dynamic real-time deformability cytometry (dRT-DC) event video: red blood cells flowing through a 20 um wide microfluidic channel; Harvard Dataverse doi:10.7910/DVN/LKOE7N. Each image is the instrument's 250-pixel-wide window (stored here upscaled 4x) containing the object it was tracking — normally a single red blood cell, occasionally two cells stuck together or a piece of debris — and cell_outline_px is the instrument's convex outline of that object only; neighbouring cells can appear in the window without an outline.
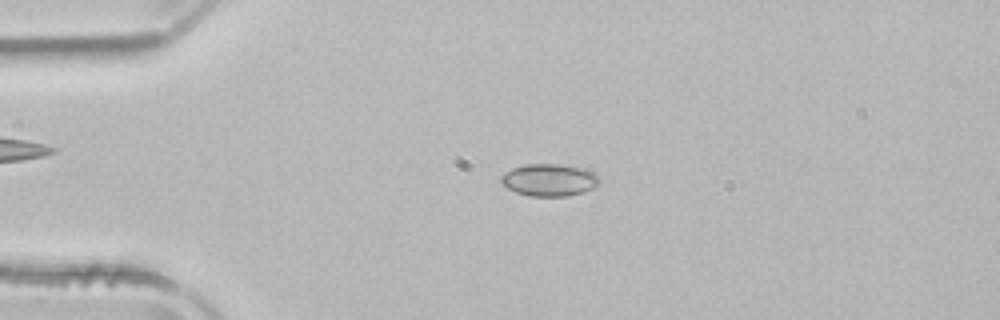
{"species": "common noctule bat (a hibernating species)", "species_latin": "Nyctalus noctula", "temperature_condition": "room temperature", "stored_images_in_passage": 51, "camera_frame_rate_fps": 3000, "um_per_image_px": 0.085, "animal": {"sex": "male", "body_mass_g": 21.5, "forearm_length_mm": 52.0}, "frame": {"image": 1, "passage_image": 11, "time_ms": 3.333, "image_size_px": [1000, 320], "cell_outline_px": [[600, 184], [584, 192], [568, 196], [528, 196], [516, 192], [508, 188], [500, 180], [500, 176], [504, 172], [512, 168], [524, 164], [560, 164], [584, 168], [592, 172], [600, 180]], "centroid_in_image_um": [46.68, 15.29], "position_along_channel_um": 38.3, "area_um2": 18.55}}
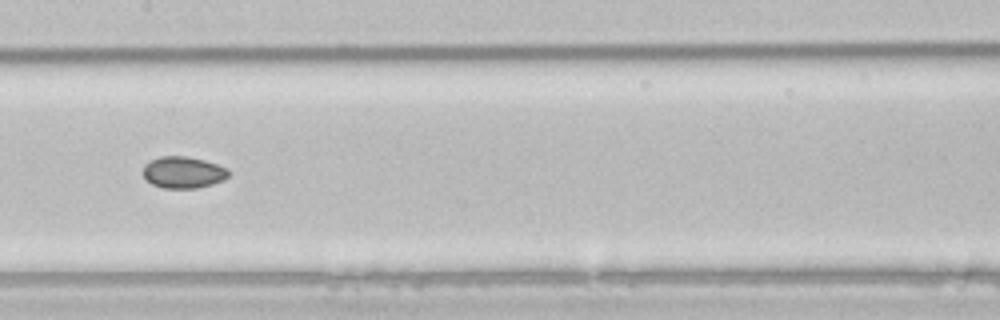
{"frame": {"image": 2, "passage_image": 25, "time_ms": 8.0, "image_size_px": [1000, 320], "cell_outline_px": [[228, 176], [224, 180], [212, 184], [196, 188], [164, 188], [152, 184], [144, 176], [144, 164], [160, 156], [188, 156], [204, 160], [216, 164], [224, 168], [228, 172]], "centroid_in_image_um": [15.56, 14.65], "position_along_channel_um": 191.8, "area_um2": 15.55}}
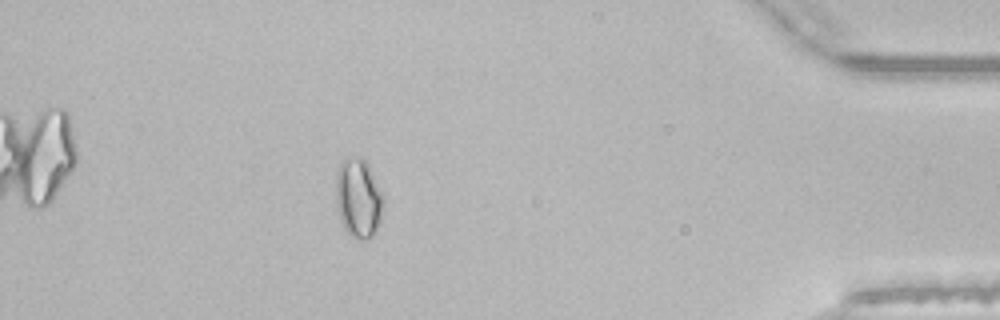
{"frame": {"image": 3, "passage_image": 45, "time_ms": 14.667, "image_size_px": [1000, 320], "cell_outline_px": [[384, 204], [380, 220], [372, 236], [364, 240], [360, 240], [352, 236], [344, 228], [340, 220], [336, 208], [336, 172], [344, 156], [364, 160], [368, 164], [384, 196]], "centroid_in_image_um": [30.45, 16.84], "position_along_channel_um": 404.8, "area_um2": 22.02}, "authors_computed_cell_mechanics": {"area_um2": 17.34, "velocity_mm_per_s": 3.9247, "shape_relaxation_time_tau1_ms": null, "shape_relaxation_time_tau2_ms": 6.8819, "deformation_change_tau1": null, "deformation_change_tau2": 0.0805}}